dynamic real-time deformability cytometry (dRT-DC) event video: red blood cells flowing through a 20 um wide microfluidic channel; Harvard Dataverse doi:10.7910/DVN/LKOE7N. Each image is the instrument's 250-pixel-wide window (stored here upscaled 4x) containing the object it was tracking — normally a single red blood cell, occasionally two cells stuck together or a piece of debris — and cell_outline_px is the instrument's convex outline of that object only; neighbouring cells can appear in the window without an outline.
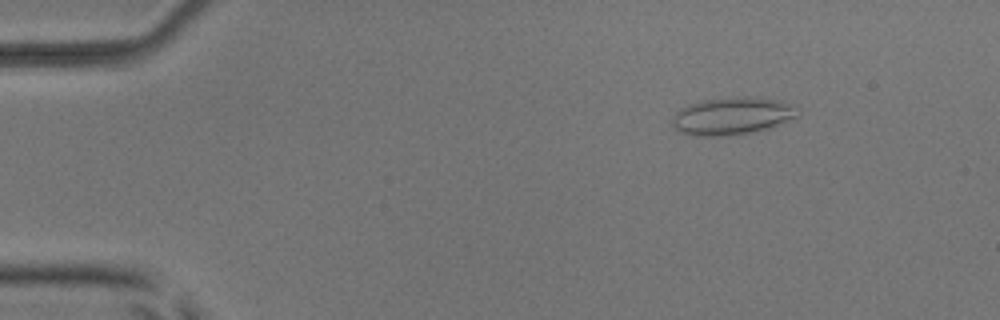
{"species": "common noctule bat (a hibernating species)", "species_latin": "Nyctalus noctula", "temperature_condition": "room temperature", "stored_images_in_passage": 52, "camera_frame_rate_fps": 3000, "um_per_image_px": 0.085, "animal": {"sex": "male", "body_mass_g": 17.9, "forearm_length_mm": 54.2}, "frame": {"image": 1, "passage_image": 7, "time_ms": 2.0, "image_size_px": [1000, 320], "cell_outline_px": [[800, 116], [768, 128], [752, 132], [720, 136], [692, 136], [680, 132], [672, 124], [672, 120], [676, 112], [680, 108], [688, 104], [704, 100], [744, 96], [760, 96], [780, 100], [800, 108]], "centroid_in_image_um": [62.28, 9.84], "position_along_channel_um": 22.7, "area_um2": 27.69}}
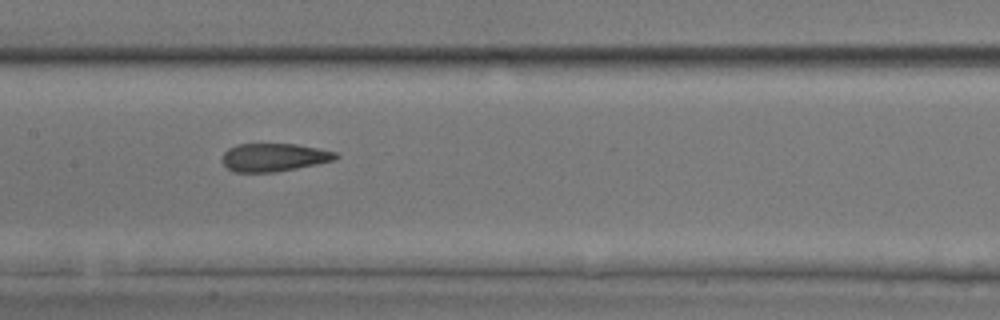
{"frame": {"image": 2, "passage_image": 26, "time_ms": 8.333, "image_size_px": [1000, 320], "cell_outline_px": [[340, 156], [336, 160], [276, 172], [236, 172], [228, 168], [220, 160], [220, 156], [228, 148], [236, 144], [296, 144], [336, 152]], "centroid_in_image_um": [23.26, 13.37], "position_along_channel_um": 184.1, "area_um2": 18.67}}
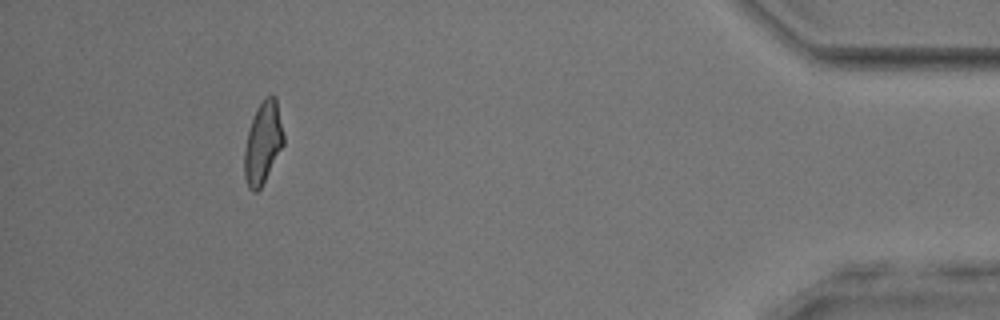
{"frame": {"image": 3, "passage_image": 48, "time_ms": 15.667, "image_size_px": [1000, 320], "cell_outline_px": [[284, 144], [260, 188], [256, 192], [252, 192], [248, 188], [244, 176], [244, 152], [248, 132], [256, 108], [264, 96], [276, 96], [284, 136]], "centroid_in_image_um": [22.34, 12.13], "position_along_channel_um": 412.9, "area_um2": 18.61}, "authors_computed_cell_mechanics": {"area_um2": 19.3052, "velocity_mm_per_s": 3.9351, "shape_relaxation_time_tau1_ms": null, "shape_relaxation_time_tau2_ms": 1.5687, "deformation_change_tau1": null, "deformation_change_tau2": 0.1072}}